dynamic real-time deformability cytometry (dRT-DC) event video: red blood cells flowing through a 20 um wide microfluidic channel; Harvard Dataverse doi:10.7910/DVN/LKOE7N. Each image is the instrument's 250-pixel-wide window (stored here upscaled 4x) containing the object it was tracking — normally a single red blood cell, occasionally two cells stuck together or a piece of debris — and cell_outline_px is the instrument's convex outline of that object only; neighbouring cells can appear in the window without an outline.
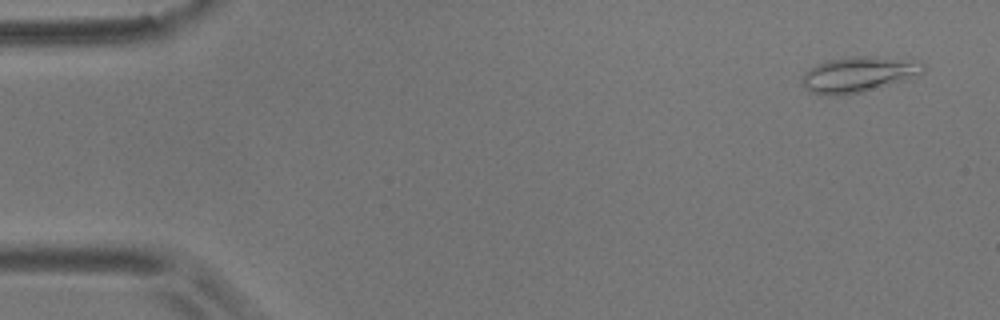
{"species": "common noctule bat (a hibernating species)", "species_latin": "Nyctalus noctula", "temperature_condition": "room temperature", "stored_images_in_passage": 6, "camera_frame_rate_fps": 3000, "um_per_image_px": 0.085, "animal": {"sex": "male", "body_mass_g": 17.9}, "frame": {"image": 1, "passage_image": 1, "time_ms": 0.0, "image_size_px": [1000, 320], "cell_outline_px": [[924, 72], [904, 80], [864, 92], [840, 96], [836, 96], [812, 92], [804, 84], [804, 76], [816, 64], [828, 60], [848, 56], [876, 56], [924, 64]], "centroid_in_image_um": [72.97, 6.33], "position_along_channel_um": 12.0, "area_um2": 24.33}}
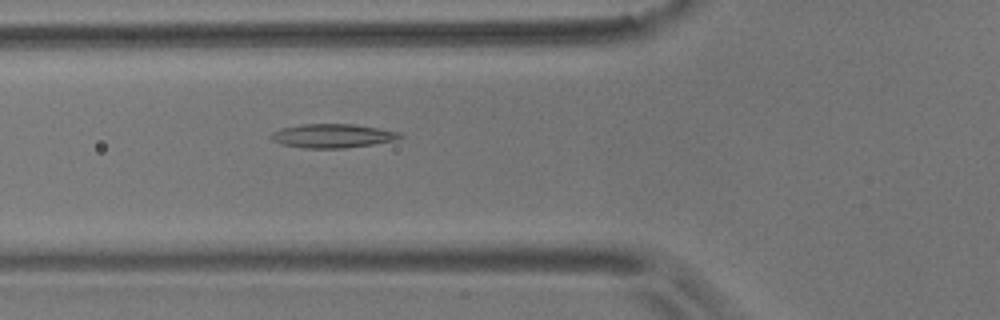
{"frame": {"image": 2, "passage_image": 6, "time_ms": 5.667, "image_size_px": [1000, 320], "cell_outline_px": [[404, 136], [396, 140], [372, 144], [344, 148], [304, 148], [280, 144], [272, 140], [268, 136], [272, 132], [280, 128], [300, 124], [352, 124], [400, 132]], "centroid_in_image_um": [28.21, 11.54], "position_along_channel_um": 97.6, "area_um2": 17.98}}